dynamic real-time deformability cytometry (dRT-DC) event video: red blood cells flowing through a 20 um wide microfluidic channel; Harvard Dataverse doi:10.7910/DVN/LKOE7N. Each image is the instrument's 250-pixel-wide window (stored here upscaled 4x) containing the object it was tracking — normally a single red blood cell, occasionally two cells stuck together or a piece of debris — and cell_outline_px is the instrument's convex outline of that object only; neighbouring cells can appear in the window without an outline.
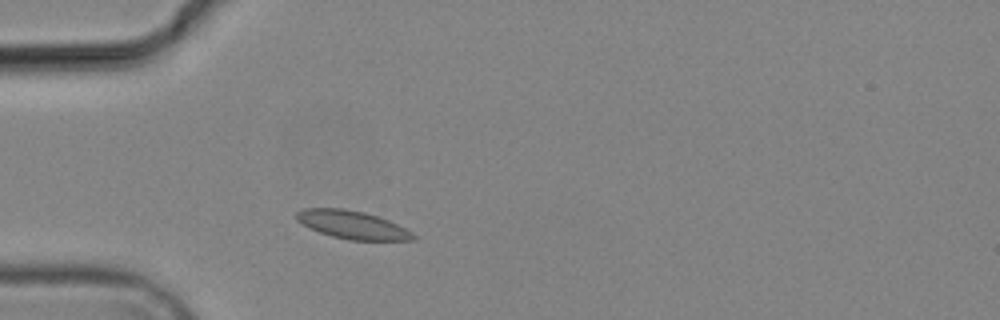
{"species": "common noctule bat (a hibernating species)", "species_latin": "Nyctalus noctula", "temperature_condition": "cold", "stored_images_in_passage": 1, "camera_frame_rate_fps": 3000, "um_per_image_px": 0.085, "animal": {"sex": "male", "body_mass_g": 19.2, "forearm_length_mm": 51.8}, "frame": {"image": 1, "passage_image": 1, "time_ms": 0.0, "image_size_px": [1000, 320], "cell_outline_px": [[416, 240], [348, 240], [332, 236], [308, 228], [296, 220], [296, 212], [304, 208], [344, 208], [364, 212], [388, 220], [412, 232], [416, 236]], "centroid_in_image_um": [29.92, 19.11], "position_along_channel_um": 55.1, "area_um2": 19.07}}